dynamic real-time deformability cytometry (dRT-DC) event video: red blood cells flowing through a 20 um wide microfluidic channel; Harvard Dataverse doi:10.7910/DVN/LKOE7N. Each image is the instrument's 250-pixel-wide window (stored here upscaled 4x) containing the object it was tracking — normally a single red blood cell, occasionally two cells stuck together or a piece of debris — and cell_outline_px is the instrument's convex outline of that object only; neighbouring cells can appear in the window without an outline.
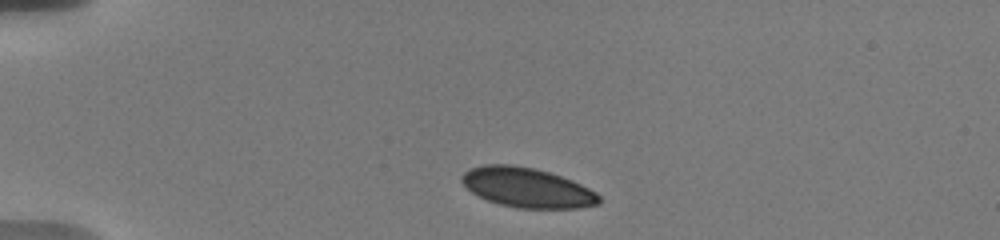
{"species": "human", "species_latin": "Homo sapiens", "temperature_condition": "warm", "stored_images_in_passage": 43, "camera_frame_rate_fps": 3000, "um_per_image_px": 0.085, "donor": {"sex": "male"}, "frame": {"image": 1, "passage_image": 1, "time_ms": 0.0, "image_size_px": [1000, 240], "cell_outline_px": [[600, 204], [580, 208], [516, 208], [500, 204], [488, 200], [472, 192], [460, 180], [460, 176], [468, 168], [484, 164], [512, 164], [536, 168], [572, 180], [596, 192], [600, 196]], "centroid_in_image_um": [44.79, 15.93], "position_along_channel_um": 40.2, "area_um2": 31.85}}
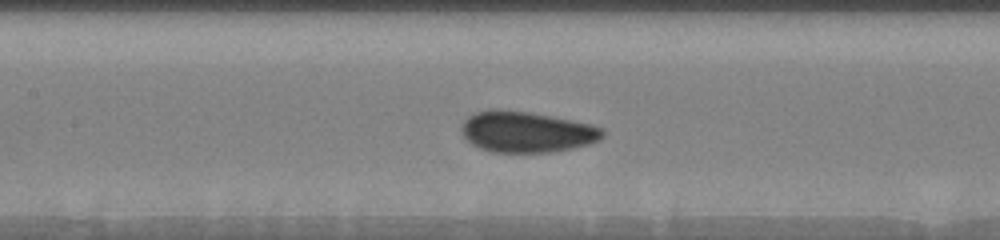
{"frame": {"image": 2, "passage_image": 15, "time_ms": 4.667, "image_size_px": [1000, 240], "cell_outline_px": [[604, 136], [600, 140], [588, 144], [572, 148], [552, 152], [492, 152], [480, 148], [472, 144], [460, 132], [460, 124], [468, 116], [476, 112], [492, 108], [496, 108], [528, 112], [572, 120], [592, 124], [604, 128]], "centroid_in_image_um": [44.74, 11.2], "position_along_channel_um": 162.7, "area_um2": 33.93}}
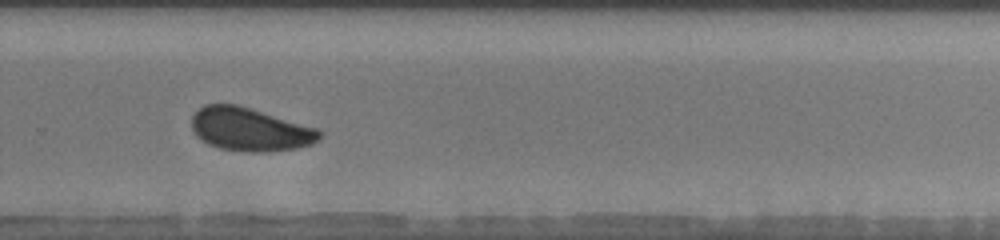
{"frame": {"image": 3, "passage_image": 27, "time_ms": 8.667, "image_size_px": [1000, 240], "cell_outline_px": [[320, 136], [312, 144], [296, 148], [264, 152], [248, 152], [220, 148], [208, 144], [200, 140], [196, 136], [192, 128], [192, 116], [204, 104], [236, 104], [316, 128], [320, 132]], "centroid_in_image_um": [21.19, 11.0], "position_along_channel_um": 308.6, "area_um2": 31.85}, "authors_computed_cell_mechanics": {"area_um2": 32.2524, "velocity_mm_per_s": 3.6645, "shape_relaxation_time_tau1_ms": 4.1186, "shape_relaxation_time_tau2_ms": null, "deformation_change_tau1": 0.0895, "deformation_change_tau2": null}}